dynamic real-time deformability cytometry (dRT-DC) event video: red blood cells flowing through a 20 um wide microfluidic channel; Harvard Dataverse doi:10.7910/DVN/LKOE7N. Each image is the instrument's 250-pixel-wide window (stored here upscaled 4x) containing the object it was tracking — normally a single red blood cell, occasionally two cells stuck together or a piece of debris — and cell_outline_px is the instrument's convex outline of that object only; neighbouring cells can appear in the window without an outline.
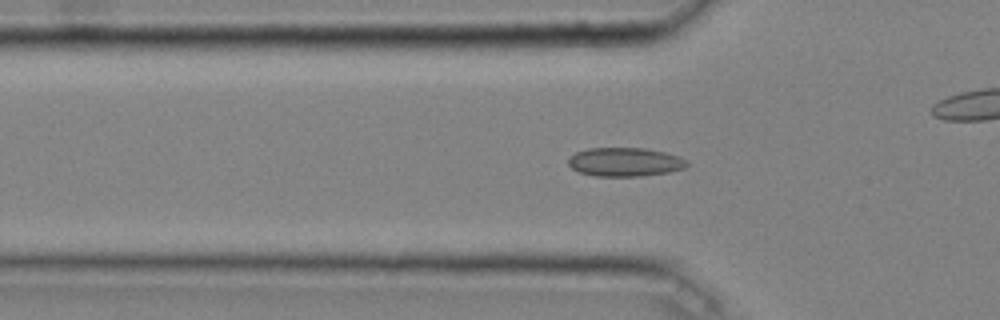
{"species": "common noctule bat (a hibernating species)", "species_latin": "Nyctalus noctula", "temperature_condition": "cold", "stored_images_in_passage": 34, "camera_frame_rate_fps": 3000, "um_per_image_px": 0.085, "animal": {"sex": "male", "body_mass_g": 20.4}, "frame": {"image": 1, "passage_image": 10, "time_ms": 3.0, "image_size_px": [1000, 320], "cell_outline_px": [[688, 164], [684, 168], [668, 172], [640, 176], [596, 176], [580, 172], [572, 168], [568, 164], [568, 156], [576, 152], [588, 148], [644, 148], [664, 152], [680, 156], [688, 160]], "centroid_in_image_um": [53.11, 13.76], "position_along_channel_um": 72.7, "area_um2": 19.94}}
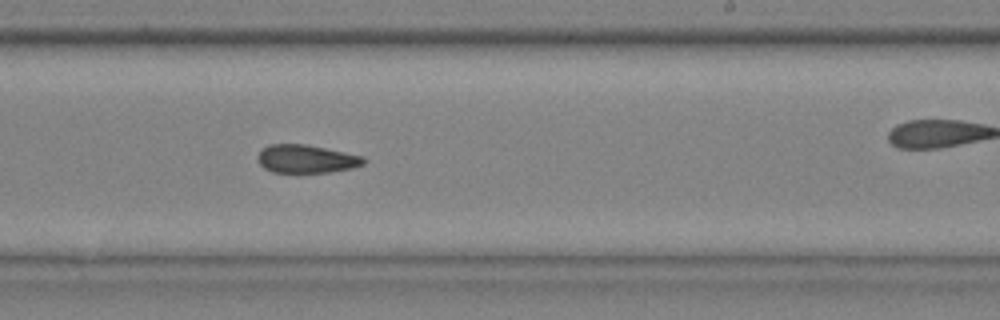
{"frame": {"image": 2, "passage_image": 24, "time_ms": 7.667, "image_size_px": [1000, 320], "cell_outline_px": [[368, 160], [364, 164], [352, 168], [328, 172], [272, 172], [264, 168], [260, 164], [256, 156], [268, 144], [304, 144], [364, 156]], "centroid_in_image_um": [26.05, 13.51], "position_along_channel_um": 263.0, "area_um2": 17.34}}
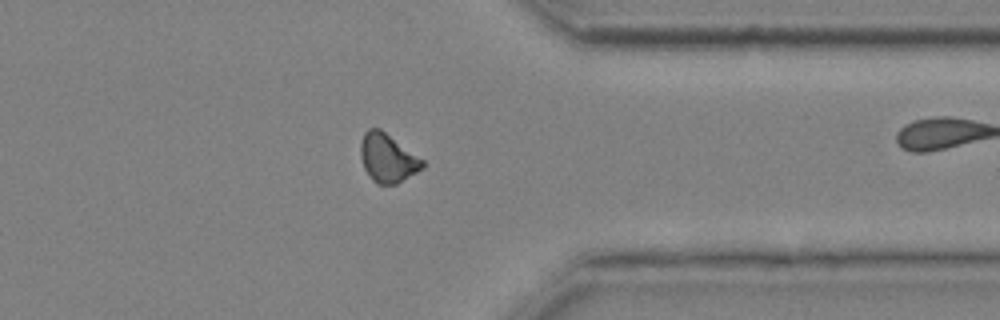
{"frame": {"image": 3, "passage_image": 33, "time_ms": 10.667, "image_size_px": [1000, 320], "cell_outline_px": [[424, 168], [396, 184], [376, 184], [372, 180], [364, 168], [360, 156], [360, 144], [364, 132], [368, 128], [380, 128], [424, 160]], "centroid_in_image_um": [32.93, 13.43], "position_along_channel_um": 378.5, "area_um2": 17.57}}